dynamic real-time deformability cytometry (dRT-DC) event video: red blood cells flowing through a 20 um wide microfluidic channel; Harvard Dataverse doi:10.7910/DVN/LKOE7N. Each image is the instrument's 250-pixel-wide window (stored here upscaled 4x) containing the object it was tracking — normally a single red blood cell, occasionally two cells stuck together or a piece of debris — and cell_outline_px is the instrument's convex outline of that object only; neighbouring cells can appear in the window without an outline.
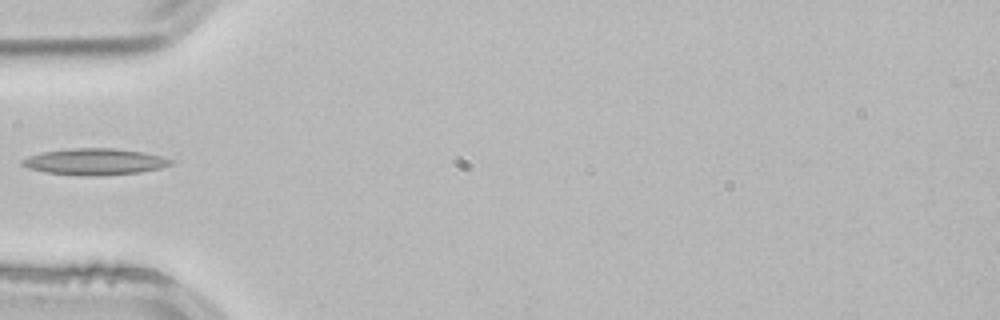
{"species": "common noctule bat (a hibernating species)", "species_latin": "Nyctalus noctula", "temperature_condition": "room temperature", "stored_images_in_passage": 3, "camera_frame_rate_fps": 3000, "um_per_image_px": 0.085, "animal": {"sex": "male", "body_mass_g": 21.5, "forearm_length_mm": 52.0}, "frame": {"image": 1, "passage_image": 3, "time_ms": 0.667, "image_size_px": [1000, 320], "cell_outline_px": [[172, 164], [160, 168], [140, 172], [100, 176], [88, 176], [44, 172], [28, 168], [20, 164], [20, 160], [28, 156], [44, 152], [68, 148], [116, 148], [144, 152], [164, 156], [172, 160]], "centroid_in_image_um": [8.06, 13.74], "position_along_channel_um": 76.9, "area_um2": 23.06}}